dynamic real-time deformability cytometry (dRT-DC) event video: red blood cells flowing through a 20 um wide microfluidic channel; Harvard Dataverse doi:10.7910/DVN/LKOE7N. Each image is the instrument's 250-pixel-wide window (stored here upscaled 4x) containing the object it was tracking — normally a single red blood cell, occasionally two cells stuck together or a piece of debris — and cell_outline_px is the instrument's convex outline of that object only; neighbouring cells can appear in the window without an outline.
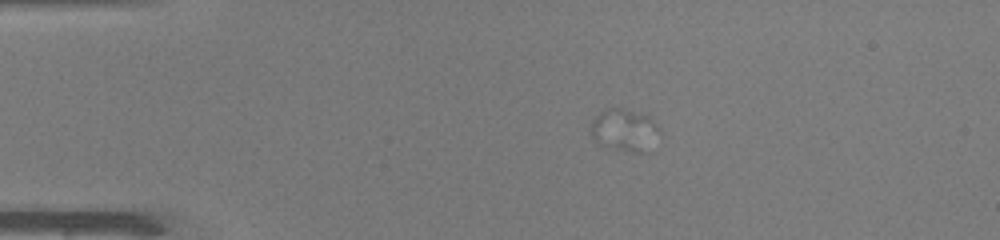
{"species": "common noctule bat (a hibernating species)", "species_latin": "Nyctalus noctula", "temperature_condition": "warm", "stored_images_in_passage": 10, "camera_frame_rate_fps": 3000, "um_per_image_px": 0.085, "animal": {"sex": "male", "body_mass_g": 19.0, "forearm_length_mm": 50.8}, "frame": {"image": 1, "passage_image": 3, "time_ms": 0.667, "image_size_px": [1000, 240], "cell_outline_px": [[660, 132], [648, 152], [632, 152], [600, 148], [596, 144], [592, 136], [592, 120], [600, 112], [608, 108], [620, 108], [648, 116], [660, 128]], "centroid_in_image_um": [53.06, 11.11], "position_along_channel_um": 31.9, "area_um2": 17.17}}
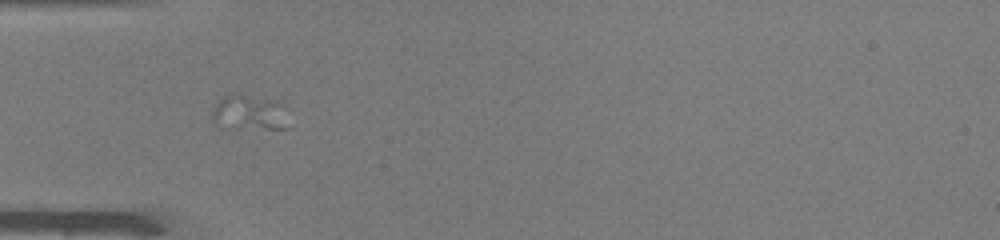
{"frame": {"image": 2, "passage_image": 9, "time_ms": 2.667, "image_size_px": [1000, 240], "cell_outline_px": [[288, 128], [220, 128], [212, 124], [212, 112], [216, 104], [224, 96], [232, 92], [236, 92], [276, 104]], "centroid_in_image_um": [20.95, 9.61], "position_along_channel_um": 64.1, "area_um2": 14.8}}